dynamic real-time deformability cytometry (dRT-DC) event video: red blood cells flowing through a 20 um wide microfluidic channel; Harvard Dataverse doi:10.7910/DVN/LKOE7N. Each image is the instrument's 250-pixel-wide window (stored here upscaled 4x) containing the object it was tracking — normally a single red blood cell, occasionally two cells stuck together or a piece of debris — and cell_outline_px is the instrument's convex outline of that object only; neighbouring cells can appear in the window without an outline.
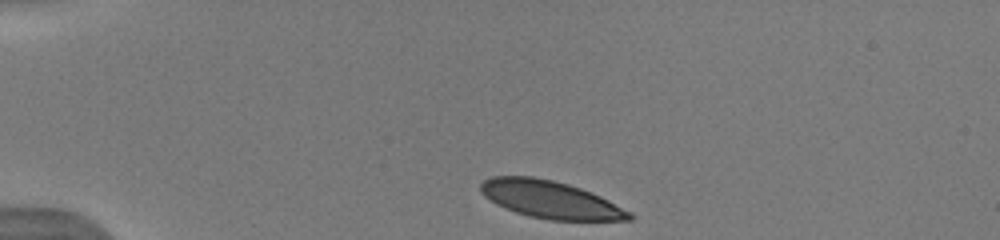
{"species": "human", "species_latin": "Homo sapiens", "temperature_condition": "warm", "stored_images_in_passage": 50, "camera_frame_rate_fps": 3000, "um_per_image_px": 0.085, "donor": {"sex": "male"}, "frame": {"image": 1, "passage_image": 1, "time_ms": 0.0, "image_size_px": [1000, 240], "cell_outline_px": [[636, 216], [632, 220], [552, 220], [528, 216], [504, 208], [496, 204], [484, 196], [480, 192], [480, 184], [484, 180], [492, 176], [532, 176], [552, 180], [568, 184], [580, 188], [600, 196], [632, 212]], "centroid_in_image_um": [46.78, 16.97], "position_along_channel_um": 38.2, "area_um2": 32.48}}
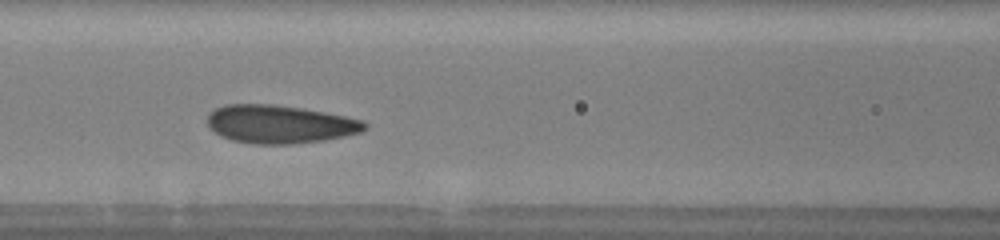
{"frame": {"image": 2, "passage_image": 16, "time_ms": 4.0, "image_size_px": [1000, 240], "cell_outline_px": [[368, 128], [360, 132], [344, 136], [324, 140], [292, 144], [256, 144], [232, 140], [220, 136], [208, 128], [208, 112], [224, 104], [272, 104], [300, 108], [324, 112], [344, 116], [360, 120], [368, 124]], "centroid_in_image_um": [23.74, 10.56], "position_along_channel_um": 142.9, "area_um2": 35.03}}
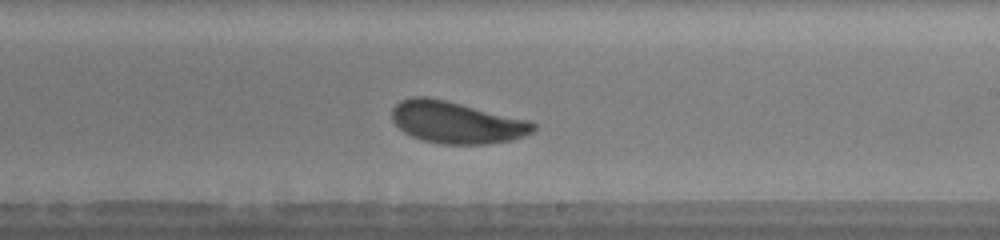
{"frame": {"image": 3, "passage_image": 26, "time_ms": 6.667, "image_size_px": [1000, 240], "cell_outline_px": [[536, 128], [532, 132], [524, 136], [512, 140], [488, 144], [444, 144], [424, 140], [412, 136], [404, 132], [392, 120], [392, 108], [400, 100], [412, 96], [424, 96], [444, 100], [528, 120], [536, 124]], "centroid_in_image_um": [38.79, 10.41], "position_along_channel_um": 250.2, "area_um2": 34.22}, "authors_computed_cell_mechanics": {"area_um2": 34.0442, "velocity_mm_per_s": 4.0347, "shape_relaxation_time_tau1_ms": 3.3113, "shape_relaxation_time_tau2_ms": 9.5655, "deformation_change_tau1": 0.1209, "deformation_change_tau2": 0.138}}